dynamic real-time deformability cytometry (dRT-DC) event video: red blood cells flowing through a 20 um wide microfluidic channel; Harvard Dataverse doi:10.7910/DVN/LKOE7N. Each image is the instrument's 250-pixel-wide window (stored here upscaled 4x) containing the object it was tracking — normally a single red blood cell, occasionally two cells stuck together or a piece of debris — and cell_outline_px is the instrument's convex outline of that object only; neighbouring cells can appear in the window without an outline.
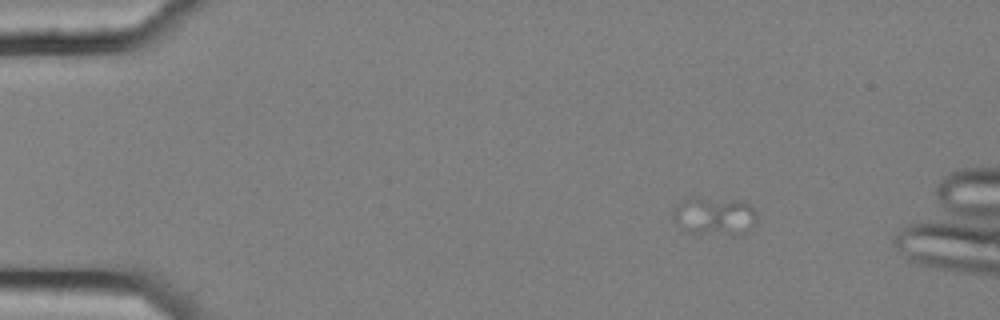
{"species": "common noctule bat (a hibernating species)", "species_latin": "Nyctalus noctula", "temperature_condition": "cold", "stored_images_in_passage": 5, "camera_frame_rate_fps": 3000, "um_per_image_px": 0.085, "animal": {"sex": "female", "body_mass_g": 25.1}, "frame": {"image": 1, "passage_image": 2, "time_ms": 0.333, "image_size_px": [1000, 320], "cell_outline_px": [[756, 220], [744, 236], [732, 236], [688, 232], [680, 228], [672, 216], [672, 208], [684, 200], [692, 196], [748, 204], [756, 212]], "centroid_in_image_um": [60.69, 18.42], "position_along_channel_um": 24.3, "area_um2": 18.67}}